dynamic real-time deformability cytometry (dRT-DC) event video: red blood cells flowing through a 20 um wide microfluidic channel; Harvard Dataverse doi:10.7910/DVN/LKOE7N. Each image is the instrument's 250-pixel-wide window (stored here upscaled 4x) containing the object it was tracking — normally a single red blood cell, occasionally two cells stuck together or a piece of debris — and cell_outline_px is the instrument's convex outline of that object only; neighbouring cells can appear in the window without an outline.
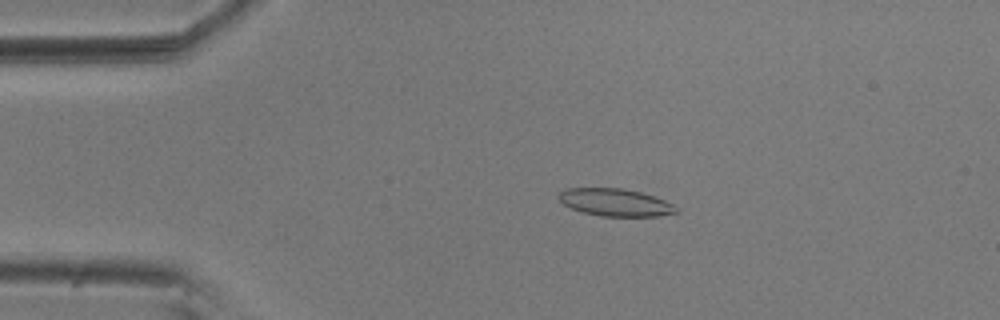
{"species": "common noctule bat (a hibernating species)", "species_latin": "Nyctalus noctula", "temperature_condition": "room temperature", "stored_images_in_passage": 54, "camera_frame_rate_fps": 3000, "um_per_image_px": 0.085, "animal": {"sex": "male", "body_mass_g": 20.5, "forearm_length_mm": 52.5}, "frame": {"image": 1, "passage_image": 10, "time_ms": 3.0, "image_size_px": [1000, 320], "cell_outline_px": [[680, 212], [656, 216], [600, 216], [584, 212], [572, 208], [564, 204], [560, 200], [560, 192], [568, 188], [620, 188], [640, 192], [664, 200], [672, 204]], "centroid_in_image_um": [52.32, 17.21], "position_along_channel_um": 32.7, "area_um2": 18.44}}
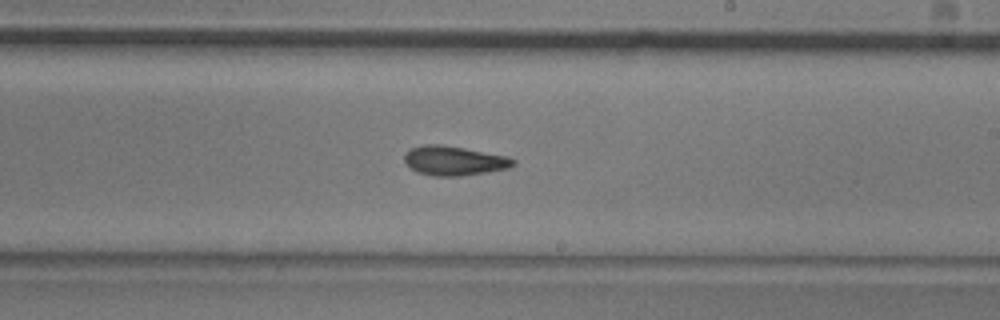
{"frame": {"image": 2, "passage_image": 31, "time_ms": 10.0, "image_size_px": [1000, 320], "cell_outline_px": [[516, 164], [508, 168], [488, 172], [460, 176], [432, 176], [416, 172], [404, 160], [404, 156], [412, 148], [424, 144], [440, 144], [464, 148], [504, 156], [516, 160]], "centroid_in_image_um": [38.6, 13.67], "position_along_channel_um": 250.4, "area_um2": 18.44}}
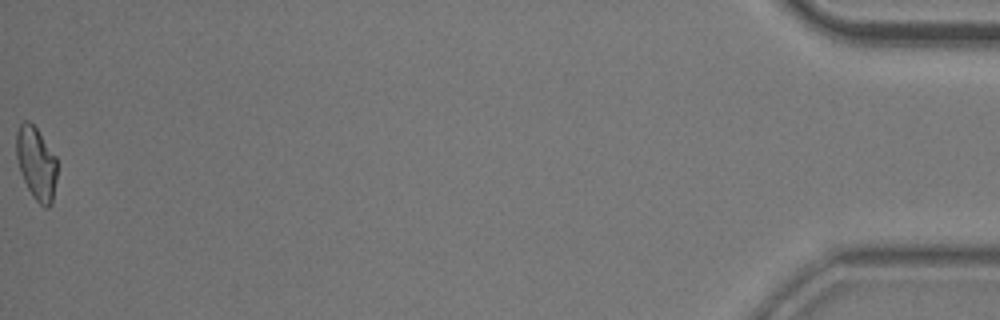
{"frame": {"image": 3, "passage_image": 54, "time_ms": 17.667, "image_size_px": [1000, 320], "cell_outline_px": [[56, 180], [52, 204], [48, 208], [44, 208], [32, 196], [24, 180], [16, 156], [16, 132], [20, 124], [24, 120], [28, 120], [36, 128], [56, 156]], "centroid_in_image_um": [3.09, 13.89], "position_along_channel_um": 432.1, "area_um2": 17.22}, "authors_computed_cell_mechanics": {"area_um2": 18.1492, "velocity_mm_per_s": 3.6935, "shape_relaxation_time_tau1_ms": null, "shape_relaxation_time_tau2_ms": 4.9404, "deformation_change_tau1": null, "deformation_change_tau2": 0.124}}